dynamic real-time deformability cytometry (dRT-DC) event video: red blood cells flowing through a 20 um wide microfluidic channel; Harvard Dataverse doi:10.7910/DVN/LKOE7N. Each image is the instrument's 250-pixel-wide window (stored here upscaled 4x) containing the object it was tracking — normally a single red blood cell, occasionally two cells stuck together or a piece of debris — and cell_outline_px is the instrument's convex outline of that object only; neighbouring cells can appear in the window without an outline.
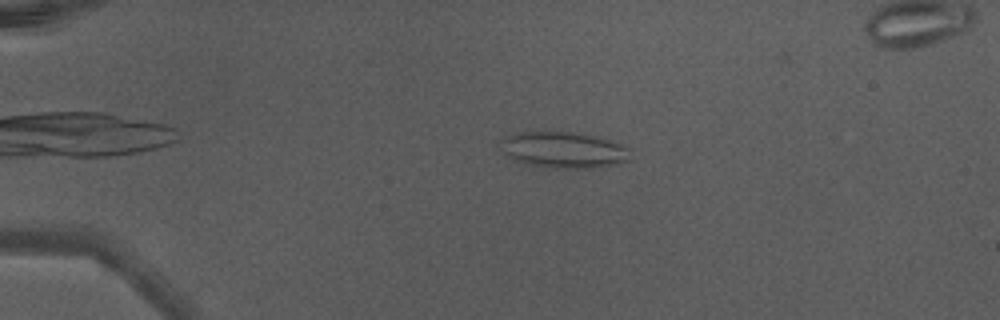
{"species": "Egyptian fruit bat (a non-hibernating species)", "species_latin": "Rousettus aegyptiacus", "temperature_condition": "warm", "stored_images_in_passage": 47, "camera_frame_rate_fps": 3000, "um_per_image_px": 0.085, "animal": {"sex": "male"}, "frame": {"image": 1, "passage_image": 11, "time_ms": 3.333, "image_size_px": [1000, 320], "cell_outline_px": [[632, 148], [628, 160], [616, 164], [592, 168], [548, 168], [528, 164], [512, 160], [500, 152], [500, 140], [516, 132], [572, 132], [596, 136]], "centroid_in_image_um": [47.87, 12.75], "position_along_channel_um": 37.1, "area_um2": 27.63}}
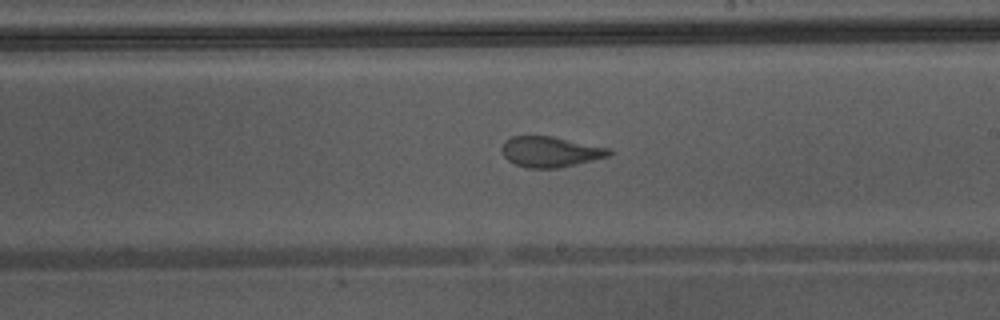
{"frame": {"image": 2, "passage_image": 29, "time_ms": 9.333, "image_size_px": [1000, 320], "cell_outline_px": [[612, 152], [608, 156], [560, 168], [528, 168], [516, 164], [508, 160], [504, 156], [500, 148], [504, 140], [512, 136], [552, 136], [608, 148]], "centroid_in_image_um": [46.72, 12.9], "position_along_channel_um": 242.3, "area_um2": 18.96}}
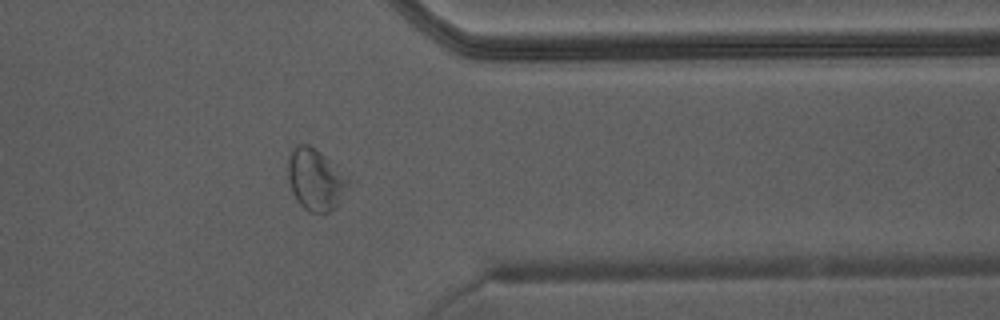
{"frame": {"image": 3, "passage_image": 39, "time_ms": 12.667, "image_size_px": [1000, 320], "cell_outline_px": [[352, 180], [336, 204], [328, 212], [312, 212], [304, 208], [296, 200], [292, 192], [288, 180], [288, 160], [292, 152], [300, 144], [308, 144], [324, 156]], "centroid_in_image_um": [26.8, 15.27], "position_along_channel_um": 384.6, "area_um2": 20.98}, "authors_computed_cell_mechanics": {"area_um2": 21.7328, "velocity_mm_per_s": 4.4089, "shape_relaxation_time_tau1_ms": 5.0985, "shape_relaxation_time_tau2_ms": 1.3162, "deformation_change_tau1": 0.1379, "deformation_change_tau2": 0.0769}}